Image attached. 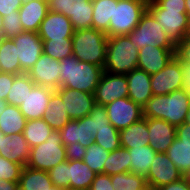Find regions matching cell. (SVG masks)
Segmentation results:
<instances>
[{
	"label": "cell",
	"instance_id": "52",
	"mask_svg": "<svg viewBox=\"0 0 190 190\" xmlns=\"http://www.w3.org/2000/svg\"><path fill=\"white\" fill-rule=\"evenodd\" d=\"M183 89L190 95V63H182Z\"/></svg>",
	"mask_w": 190,
	"mask_h": 190
},
{
	"label": "cell",
	"instance_id": "2",
	"mask_svg": "<svg viewBox=\"0 0 190 190\" xmlns=\"http://www.w3.org/2000/svg\"><path fill=\"white\" fill-rule=\"evenodd\" d=\"M190 95L182 88L167 95H153L143 106L144 118H157L179 126L185 123Z\"/></svg>",
	"mask_w": 190,
	"mask_h": 190
},
{
	"label": "cell",
	"instance_id": "19",
	"mask_svg": "<svg viewBox=\"0 0 190 190\" xmlns=\"http://www.w3.org/2000/svg\"><path fill=\"white\" fill-rule=\"evenodd\" d=\"M74 31L68 17L61 13L48 11L37 33L42 40H58L72 38Z\"/></svg>",
	"mask_w": 190,
	"mask_h": 190
},
{
	"label": "cell",
	"instance_id": "15",
	"mask_svg": "<svg viewBox=\"0 0 190 190\" xmlns=\"http://www.w3.org/2000/svg\"><path fill=\"white\" fill-rule=\"evenodd\" d=\"M60 61L42 53L34 66L26 73L36 85L59 89Z\"/></svg>",
	"mask_w": 190,
	"mask_h": 190
},
{
	"label": "cell",
	"instance_id": "33",
	"mask_svg": "<svg viewBox=\"0 0 190 190\" xmlns=\"http://www.w3.org/2000/svg\"><path fill=\"white\" fill-rule=\"evenodd\" d=\"M53 129L43 118L26 121L23 131L24 138L30 148L45 142Z\"/></svg>",
	"mask_w": 190,
	"mask_h": 190
},
{
	"label": "cell",
	"instance_id": "26",
	"mask_svg": "<svg viewBox=\"0 0 190 190\" xmlns=\"http://www.w3.org/2000/svg\"><path fill=\"white\" fill-rule=\"evenodd\" d=\"M52 186L48 171L23 167L18 182L19 190H49Z\"/></svg>",
	"mask_w": 190,
	"mask_h": 190
},
{
	"label": "cell",
	"instance_id": "6",
	"mask_svg": "<svg viewBox=\"0 0 190 190\" xmlns=\"http://www.w3.org/2000/svg\"><path fill=\"white\" fill-rule=\"evenodd\" d=\"M65 146L59 130H53L47 140L30 148V158L26 164L31 169L49 171L57 164L66 161Z\"/></svg>",
	"mask_w": 190,
	"mask_h": 190
},
{
	"label": "cell",
	"instance_id": "22",
	"mask_svg": "<svg viewBox=\"0 0 190 190\" xmlns=\"http://www.w3.org/2000/svg\"><path fill=\"white\" fill-rule=\"evenodd\" d=\"M149 146L156 152L165 153L176 137V126L165 120L148 118Z\"/></svg>",
	"mask_w": 190,
	"mask_h": 190
},
{
	"label": "cell",
	"instance_id": "53",
	"mask_svg": "<svg viewBox=\"0 0 190 190\" xmlns=\"http://www.w3.org/2000/svg\"><path fill=\"white\" fill-rule=\"evenodd\" d=\"M0 190H19L18 183L0 179Z\"/></svg>",
	"mask_w": 190,
	"mask_h": 190
},
{
	"label": "cell",
	"instance_id": "61",
	"mask_svg": "<svg viewBox=\"0 0 190 190\" xmlns=\"http://www.w3.org/2000/svg\"><path fill=\"white\" fill-rule=\"evenodd\" d=\"M5 134L0 130V142H1V136H4Z\"/></svg>",
	"mask_w": 190,
	"mask_h": 190
},
{
	"label": "cell",
	"instance_id": "30",
	"mask_svg": "<svg viewBox=\"0 0 190 190\" xmlns=\"http://www.w3.org/2000/svg\"><path fill=\"white\" fill-rule=\"evenodd\" d=\"M0 69L4 73L21 74L20 61L17 58V48L12 39L2 38L0 40Z\"/></svg>",
	"mask_w": 190,
	"mask_h": 190
},
{
	"label": "cell",
	"instance_id": "12",
	"mask_svg": "<svg viewBox=\"0 0 190 190\" xmlns=\"http://www.w3.org/2000/svg\"><path fill=\"white\" fill-rule=\"evenodd\" d=\"M183 88L182 62L174 58L159 72L151 74L153 95H167Z\"/></svg>",
	"mask_w": 190,
	"mask_h": 190
},
{
	"label": "cell",
	"instance_id": "28",
	"mask_svg": "<svg viewBox=\"0 0 190 190\" xmlns=\"http://www.w3.org/2000/svg\"><path fill=\"white\" fill-rule=\"evenodd\" d=\"M128 151L131 160L130 173L146 176L157 152L149 145L135 147L128 149Z\"/></svg>",
	"mask_w": 190,
	"mask_h": 190
},
{
	"label": "cell",
	"instance_id": "38",
	"mask_svg": "<svg viewBox=\"0 0 190 190\" xmlns=\"http://www.w3.org/2000/svg\"><path fill=\"white\" fill-rule=\"evenodd\" d=\"M43 53L59 61L73 55L72 38L43 40Z\"/></svg>",
	"mask_w": 190,
	"mask_h": 190
},
{
	"label": "cell",
	"instance_id": "5",
	"mask_svg": "<svg viewBox=\"0 0 190 190\" xmlns=\"http://www.w3.org/2000/svg\"><path fill=\"white\" fill-rule=\"evenodd\" d=\"M139 49L127 35L108 37L104 71L127 74L137 68Z\"/></svg>",
	"mask_w": 190,
	"mask_h": 190
},
{
	"label": "cell",
	"instance_id": "20",
	"mask_svg": "<svg viewBox=\"0 0 190 190\" xmlns=\"http://www.w3.org/2000/svg\"><path fill=\"white\" fill-rule=\"evenodd\" d=\"M62 144L66 147L71 143H80L87 148L94 143V136L91 127V118L85 116L78 120H69L60 130Z\"/></svg>",
	"mask_w": 190,
	"mask_h": 190
},
{
	"label": "cell",
	"instance_id": "37",
	"mask_svg": "<svg viewBox=\"0 0 190 190\" xmlns=\"http://www.w3.org/2000/svg\"><path fill=\"white\" fill-rule=\"evenodd\" d=\"M110 176L115 190H149L146 177L143 175L124 172Z\"/></svg>",
	"mask_w": 190,
	"mask_h": 190
},
{
	"label": "cell",
	"instance_id": "46",
	"mask_svg": "<svg viewBox=\"0 0 190 190\" xmlns=\"http://www.w3.org/2000/svg\"><path fill=\"white\" fill-rule=\"evenodd\" d=\"M89 190H115L111 183V176L107 174H97Z\"/></svg>",
	"mask_w": 190,
	"mask_h": 190
},
{
	"label": "cell",
	"instance_id": "63",
	"mask_svg": "<svg viewBox=\"0 0 190 190\" xmlns=\"http://www.w3.org/2000/svg\"><path fill=\"white\" fill-rule=\"evenodd\" d=\"M62 190H78V189L65 188V189H62Z\"/></svg>",
	"mask_w": 190,
	"mask_h": 190
},
{
	"label": "cell",
	"instance_id": "29",
	"mask_svg": "<svg viewBox=\"0 0 190 190\" xmlns=\"http://www.w3.org/2000/svg\"><path fill=\"white\" fill-rule=\"evenodd\" d=\"M43 119L53 130H60L70 120L65 111L62 98L56 91L51 95L48 109Z\"/></svg>",
	"mask_w": 190,
	"mask_h": 190
},
{
	"label": "cell",
	"instance_id": "40",
	"mask_svg": "<svg viewBox=\"0 0 190 190\" xmlns=\"http://www.w3.org/2000/svg\"><path fill=\"white\" fill-rule=\"evenodd\" d=\"M94 143L100 145L108 152H112L119 149L120 146V134L112 124L109 125V129H102L94 136Z\"/></svg>",
	"mask_w": 190,
	"mask_h": 190
},
{
	"label": "cell",
	"instance_id": "3",
	"mask_svg": "<svg viewBox=\"0 0 190 190\" xmlns=\"http://www.w3.org/2000/svg\"><path fill=\"white\" fill-rule=\"evenodd\" d=\"M59 88H70L93 94L104 72L103 67L79 61L73 55L60 61Z\"/></svg>",
	"mask_w": 190,
	"mask_h": 190
},
{
	"label": "cell",
	"instance_id": "8",
	"mask_svg": "<svg viewBox=\"0 0 190 190\" xmlns=\"http://www.w3.org/2000/svg\"><path fill=\"white\" fill-rule=\"evenodd\" d=\"M127 36L139 50L146 45L176 49V45L147 10L138 25Z\"/></svg>",
	"mask_w": 190,
	"mask_h": 190
},
{
	"label": "cell",
	"instance_id": "13",
	"mask_svg": "<svg viewBox=\"0 0 190 190\" xmlns=\"http://www.w3.org/2000/svg\"><path fill=\"white\" fill-rule=\"evenodd\" d=\"M145 177L149 190H157L163 185L179 180L183 174L166 153L157 152Z\"/></svg>",
	"mask_w": 190,
	"mask_h": 190
},
{
	"label": "cell",
	"instance_id": "34",
	"mask_svg": "<svg viewBox=\"0 0 190 190\" xmlns=\"http://www.w3.org/2000/svg\"><path fill=\"white\" fill-rule=\"evenodd\" d=\"M34 85L35 83L26 73L16 75L14 77L12 88L10 89L6 99L7 103L9 105L20 107V105L24 103L28 92H31Z\"/></svg>",
	"mask_w": 190,
	"mask_h": 190
},
{
	"label": "cell",
	"instance_id": "49",
	"mask_svg": "<svg viewBox=\"0 0 190 190\" xmlns=\"http://www.w3.org/2000/svg\"><path fill=\"white\" fill-rule=\"evenodd\" d=\"M22 4V0H0V15L4 17L13 14L14 11L20 9Z\"/></svg>",
	"mask_w": 190,
	"mask_h": 190
},
{
	"label": "cell",
	"instance_id": "55",
	"mask_svg": "<svg viewBox=\"0 0 190 190\" xmlns=\"http://www.w3.org/2000/svg\"><path fill=\"white\" fill-rule=\"evenodd\" d=\"M183 177L190 183V168L183 174Z\"/></svg>",
	"mask_w": 190,
	"mask_h": 190
},
{
	"label": "cell",
	"instance_id": "48",
	"mask_svg": "<svg viewBox=\"0 0 190 190\" xmlns=\"http://www.w3.org/2000/svg\"><path fill=\"white\" fill-rule=\"evenodd\" d=\"M67 160H83L86 148L80 143H71L65 147Z\"/></svg>",
	"mask_w": 190,
	"mask_h": 190
},
{
	"label": "cell",
	"instance_id": "45",
	"mask_svg": "<svg viewBox=\"0 0 190 190\" xmlns=\"http://www.w3.org/2000/svg\"><path fill=\"white\" fill-rule=\"evenodd\" d=\"M175 56L182 63H190V34L186 35L184 39L176 46Z\"/></svg>",
	"mask_w": 190,
	"mask_h": 190
},
{
	"label": "cell",
	"instance_id": "11",
	"mask_svg": "<svg viewBox=\"0 0 190 190\" xmlns=\"http://www.w3.org/2000/svg\"><path fill=\"white\" fill-rule=\"evenodd\" d=\"M17 48L21 74L27 73L43 53V40L37 32L23 31L12 39Z\"/></svg>",
	"mask_w": 190,
	"mask_h": 190
},
{
	"label": "cell",
	"instance_id": "56",
	"mask_svg": "<svg viewBox=\"0 0 190 190\" xmlns=\"http://www.w3.org/2000/svg\"><path fill=\"white\" fill-rule=\"evenodd\" d=\"M185 5H186V11L188 16H190V0H185Z\"/></svg>",
	"mask_w": 190,
	"mask_h": 190
},
{
	"label": "cell",
	"instance_id": "41",
	"mask_svg": "<svg viewBox=\"0 0 190 190\" xmlns=\"http://www.w3.org/2000/svg\"><path fill=\"white\" fill-rule=\"evenodd\" d=\"M48 174L56 187L61 189L70 188L69 160L57 164L48 171Z\"/></svg>",
	"mask_w": 190,
	"mask_h": 190
},
{
	"label": "cell",
	"instance_id": "43",
	"mask_svg": "<svg viewBox=\"0 0 190 190\" xmlns=\"http://www.w3.org/2000/svg\"><path fill=\"white\" fill-rule=\"evenodd\" d=\"M88 116L91 118L93 136L102 129H109L111 123L108 120L105 106L96 104L89 112Z\"/></svg>",
	"mask_w": 190,
	"mask_h": 190
},
{
	"label": "cell",
	"instance_id": "10",
	"mask_svg": "<svg viewBox=\"0 0 190 190\" xmlns=\"http://www.w3.org/2000/svg\"><path fill=\"white\" fill-rule=\"evenodd\" d=\"M96 104L106 106L111 102L128 97V81L125 74L103 72L93 93Z\"/></svg>",
	"mask_w": 190,
	"mask_h": 190
},
{
	"label": "cell",
	"instance_id": "32",
	"mask_svg": "<svg viewBox=\"0 0 190 190\" xmlns=\"http://www.w3.org/2000/svg\"><path fill=\"white\" fill-rule=\"evenodd\" d=\"M118 0H97L93 2L92 28L103 31L109 30L110 18H113L114 4Z\"/></svg>",
	"mask_w": 190,
	"mask_h": 190
},
{
	"label": "cell",
	"instance_id": "25",
	"mask_svg": "<svg viewBox=\"0 0 190 190\" xmlns=\"http://www.w3.org/2000/svg\"><path fill=\"white\" fill-rule=\"evenodd\" d=\"M120 146L125 149L149 145L148 118H141L119 131Z\"/></svg>",
	"mask_w": 190,
	"mask_h": 190
},
{
	"label": "cell",
	"instance_id": "39",
	"mask_svg": "<svg viewBox=\"0 0 190 190\" xmlns=\"http://www.w3.org/2000/svg\"><path fill=\"white\" fill-rule=\"evenodd\" d=\"M109 152L96 143H91L86 148L83 161L90 167L96 174H103V167Z\"/></svg>",
	"mask_w": 190,
	"mask_h": 190
},
{
	"label": "cell",
	"instance_id": "16",
	"mask_svg": "<svg viewBox=\"0 0 190 190\" xmlns=\"http://www.w3.org/2000/svg\"><path fill=\"white\" fill-rule=\"evenodd\" d=\"M62 98L65 111L70 120H78L88 116L96 105L93 94L70 88H59L55 90Z\"/></svg>",
	"mask_w": 190,
	"mask_h": 190
},
{
	"label": "cell",
	"instance_id": "47",
	"mask_svg": "<svg viewBox=\"0 0 190 190\" xmlns=\"http://www.w3.org/2000/svg\"><path fill=\"white\" fill-rule=\"evenodd\" d=\"M16 75L10 73L2 72L0 74V99L6 100L9 94L12 84L14 82V77Z\"/></svg>",
	"mask_w": 190,
	"mask_h": 190
},
{
	"label": "cell",
	"instance_id": "14",
	"mask_svg": "<svg viewBox=\"0 0 190 190\" xmlns=\"http://www.w3.org/2000/svg\"><path fill=\"white\" fill-rule=\"evenodd\" d=\"M105 109L108 120L119 131L143 118L142 107L128 97L111 102Z\"/></svg>",
	"mask_w": 190,
	"mask_h": 190
},
{
	"label": "cell",
	"instance_id": "24",
	"mask_svg": "<svg viewBox=\"0 0 190 190\" xmlns=\"http://www.w3.org/2000/svg\"><path fill=\"white\" fill-rule=\"evenodd\" d=\"M47 12V0H31L30 2L23 3L19 9V17L23 30L38 32Z\"/></svg>",
	"mask_w": 190,
	"mask_h": 190
},
{
	"label": "cell",
	"instance_id": "64",
	"mask_svg": "<svg viewBox=\"0 0 190 190\" xmlns=\"http://www.w3.org/2000/svg\"><path fill=\"white\" fill-rule=\"evenodd\" d=\"M31 0H22V3L30 2Z\"/></svg>",
	"mask_w": 190,
	"mask_h": 190
},
{
	"label": "cell",
	"instance_id": "44",
	"mask_svg": "<svg viewBox=\"0 0 190 190\" xmlns=\"http://www.w3.org/2000/svg\"><path fill=\"white\" fill-rule=\"evenodd\" d=\"M22 169L23 166L21 164L14 163L0 156V179L18 183Z\"/></svg>",
	"mask_w": 190,
	"mask_h": 190
},
{
	"label": "cell",
	"instance_id": "60",
	"mask_svg": "<svg viewBox=\"0 0 190 190\" xmlns=\"http://www.w3.org/2000/svg\"><path fill=\"white\" fill-rule=\"evenodd\" d=\"M188 34H190V16H189V20H188Z\"/></svg>",
	"mask_w": 190,
	"mask_h": 190
},
{
	"label": "cell",
	"instance_id": "54",
	"mask_svg": "<svg viewBox=\"0 0 190 190\" xmlns=\"http://www.w3.org/2000/svg\"><path fill=\"white\" fill-rule=\"evenodd\" d=\"M8 103L6 100H1L0 99V115L5 111Z\"/></svg>",
	"mask_w": 190,
	"mask_h": 190
},
{
	"label": "cell",
	"instance_id": "17",
	"mask_svg": "<svg viewBox=\"0 0 190 190\" xmlns=\"http://www.w3.org/2000/svg\"><path fill=\"white\" fill-rule=\"evenodd\" d=\"M176 49L146 45L139 50L137 68L148 74L162 70L175 56Z\"/></svg>",
	"mask_w": 190,
	"mask_h": 190
},
{
	"label": "cell",
	"instance_id": "27",
	"mask_svg": "<svg viewBox=\"0 0 190 190\" xmlns=\"http://www.w3.org/2000/svg\"><path fill=\"white\" fill-rule=\"evenodd\" d=\"M96 175L83 160H69L70 188L89 190Z\"/></svg>",
	"mask_w": 190,
	"mask_h": 190
},
{
	"label": "cell",
	"instance_id": "57",
	"mask_svg": "<svg viewBox=\"0 0 190 190\" xmlns=\"http://www.w3.org/2000/svg\"><path fill=\"white\" fill-rule=\"evenodd\" d=\"M2 22H3V17L0 15V40L3 38L2 37V34H3V32H2Z\"/></svg>",
	"mask_w": 190,
	"mask_h": 190
},
{
	"label": "cell",
	"instance_id": "42",
	"mask_svg": "<svg viewBox=\"0 0 190 190\" xmlns=\"http://www.w3.org/2000/svg\"><path fill=\"white\" fill-rule=\"evenodd\" d=\"M2 24V37L5 39H13L24 31L19 17V10L4 16Z\"/></svg>",
	"mask_w": 190,
	"mask_h": 190
},
{
	"label": "cell",
	"instance_id": "23",
	"mask_svg": "<svg viewBox=\"0 0 190 190\" xmlns=\"http://www.w3.org/2000/svg\"><path fill=\"white\" fill-rule=\"evenodd\" d=\"M128 81V98L142 108L153 96L151 75L141 69H134L125 74Z\"/></svg>",
	"mask_w": 190,
	"mask_h": 190
},
{
	"label": "cell",
	"instance_id": "1",
	"mask_svg": "<svg viewBox=\"0 0 190 190\" xmlns=\"http://www.w3.org/2000/svg\"><path fill=\"white\" fill-rule=\"evenodd\" d=\"M147 11L176 46L188 35L189 16L185 0H151Z\"/></svg>",
	"mask_w": 190,
	"mask_h": 190
},
{
	"label": "cell",
	"instance_id": "9",
	"mask_svg": "<svg viewBox=\"0 0 190 190\" xmlns=\"http://www.w3.org/2000/svg\"><path fill=\"white\" fill-rule=\"evenodd\" d=\"M48 11L64 14L74 30L92 28L93 2L89 0H47Z\"/></svg>",
	"mask_w": 190,
	"mask_h": 190
},
{
	"label": "cell",
	"instance_id": "51",
	"mask_svg": "<svg viewBox=\"0 0 190 190\" xmlns=\"http://www.w3.org/2000/svg\"><path fill=\"white\" fill-rule=\"evenodd\" d=\"M157 190H190V183L182 177L177 181L161 186Z\"/></svg>",
	"mask_w": 190,
	"mask_h": 190
},
{
	"label": "cell",
	"instance_id": "59",
	"mask_svg": "<svg viewBox=\"0 0 190 190\" xmlns=\"http://www.w3.org/2000/svg\"><path fill=\"white\" fill-rule=\"evenodd\" d=\"M49 190H62L61 188L56 187L55 185H53Z\"/></svg>",
	"mask_w": 190,
	"mask_h": 190
},
{
	"label": "cell",
	"instance_id": "62",
	"mask_svg": "<svg viewBox=\"0 0 190 190\" xmlns=\"http://www.w3.org/2000/svg\"><path fill=\"white\" fill-rule=\"evenodd\" d=\"M139 1H143L148 4L151 0H139Z\"/></svg>",
	"mask_w": 190,
	"mask_h": 190
},
{
	"label": "cell",
	"instance_id": "21",
	"mask_svg": "<svg viewBox=\"0 0 190 190\" xmlns=\"http://www.w3.org/2000/svg\"><path fill=\"white\" fill-rule=\"evenodd\" d=\"M0 156L23 167L26 166L30 158V146L23 133L1 136Z\"/></svg>",
	"mask_w": 190,
	"mask_h": 190
},
{
	"label": "cell",
	"instance_id": "36",
	"mask_svg": "<svg viewBox=\"0 0 190 190\" xmlns=\"http://www.w3.org/2000/svg\"><path fill=\"white\" fill-rule=\"evenodd\" d=\"M165 153L182 174L190 168L189 144H183L181 140L175 137Z\"/></svg>",
	"mask_w": 190,
	"mask_h": 190
},
{
	"label": "cell",
	"instance_id": "31",
	"mask_svg": "<svg viewBox=\"0 0 190 190\" xmlns=\"http://www.w3.org/2000/svg\"><path fill=\"white\" fill-rule=\"evenodd\" d=\"M26 121L19 107L8 104L0 115V130L5 135L23 133Z\"/></svg>",
	"mask_w": 190,
	"mask_h": 190
},
{
	"label": "cell",
	"instance_id": "50",
	"mask_svg": "<svg viewBox=\"0 0 190 190\" xmlns=\"http://www.w3.org/2000/svg\"><path fill=\"white\" fill-rule=\"evenodd\" d=\"M176 137L182 141L183 144L190 145V124L183 123L176 126Z\"/></svg>",
	"mask_w": 190,
	"mask_h": 190
},
{
	"label": "cell",
	"instance_id": "58",
	"mask_svg": "<svg viewBox=\"0 0 190 190\" xmlns=\"http://www.w3.org/2000/svg\"><path fill=\"white\" fill-rule=\"evenodd\" d=\"M185 123L190 124V106H189L188 112L186 114Z\"/></svg>",
	"mask_w": 190,
	"mask_h": 190
},
{
	"label": "cell",
	"instance_id": "35",
	"mask_svg": "<svg viewBox=\"0 0 190 190\" xmlns=\"http://www.w3.org/2000/svg\"><path fill=\"white\" fill-rule=\"evenodd\" d=\"M130 161L128 149L120 147L119 149L109 152L103 167V174L116 175L130 172Z\"/></svg>",
	"mask_w": 190,
	"mask_h": 190
},
{
	"label": "cell",
	"instance_id": "7",
	"mask_svg": "<svg viewBox=\"0 0 190 190\" xmlns=\"http://www.w3.org/2000/svg\"><path fill=\"white\" fill-rule=\"evenodd\" d=\"M147 5L139 0H118L117 4H114L107 37L128 35L140 22Z\"/></svg>",
	"mask_w": 190,
	"mask_h": 190
},
{
	"label": "cell",
	"instance_id": "4",
	"mask_svg": "<svg viewBox=\"0 0 190 190\" xmlns=\"http://www.w3.org/2000/svg\"><path fill=\"white\" fill-rule=\"evenodd\" d=\"M108 37L94 28L75 30L72 36L73 56L79 61L104 67Z\"/></svg>",
	"mask_w": 190,
	"mask_h": 190
},
{
	"label": "cell",
	"instance_id": "18",
	"mask_svg": "<svg viewBox=\"0 0 190 190\" xmlns=\"http://www.w3.org/2000/svg\"><path fill=\"white\" fill-rule=\"evenodd\" d=\"M55 90L50 87H44L41 85H34L31 92H28L24 103L19 107L21 113L26 120L44 118L45 112L48 109V104L51 99V95Z\"/></svg>",
	"mask_w": 190,
	"mask_h": 190
}]
</instances>
